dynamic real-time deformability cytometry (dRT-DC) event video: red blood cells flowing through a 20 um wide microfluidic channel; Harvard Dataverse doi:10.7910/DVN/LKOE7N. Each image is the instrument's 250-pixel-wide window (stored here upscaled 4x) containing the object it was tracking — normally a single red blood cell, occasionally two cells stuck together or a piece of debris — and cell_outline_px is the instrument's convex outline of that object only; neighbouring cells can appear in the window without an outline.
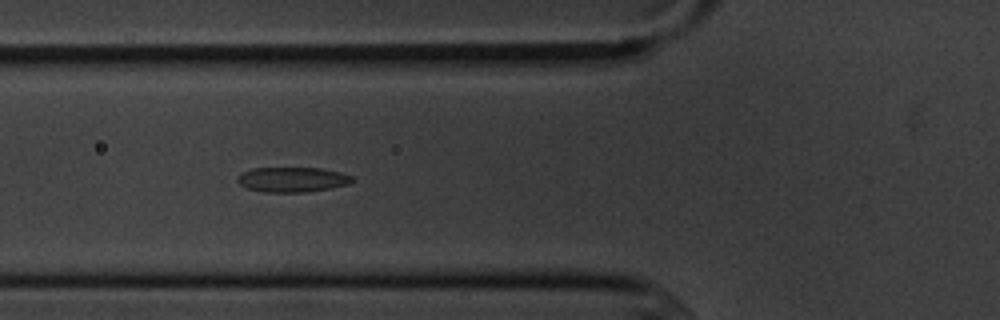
{"species": "common noctule bat (a hibernating species)", "species_latin": "Nyctalus noctula", "temperature_condition": "cold", "stored_images_in_passage": 14, "camera_frame_rate_fps": 3000, "um_per_image_px": 0.085, "animal": {"sex": "male", "body_mass_g": 20.1, "forearm_length_mm": 53.5}, "frame": {"image": 1, "passage_image": 5, "time_ms": 5.333, "image_size_px": [1000, 320], "cell_outline_px": [[356, 180], [348, 184], [328, 188], [304, 192], [260, 192], [248, 188], [240, 184], [236, 180], [236, 176], [240, 172], [252, 168], [320, 168], [340, 172], [352, 176]], "centroid_in_image_um": [24.8, 15.25], "position_along_channel_um": 101.0, "area_um2": 16.76}}
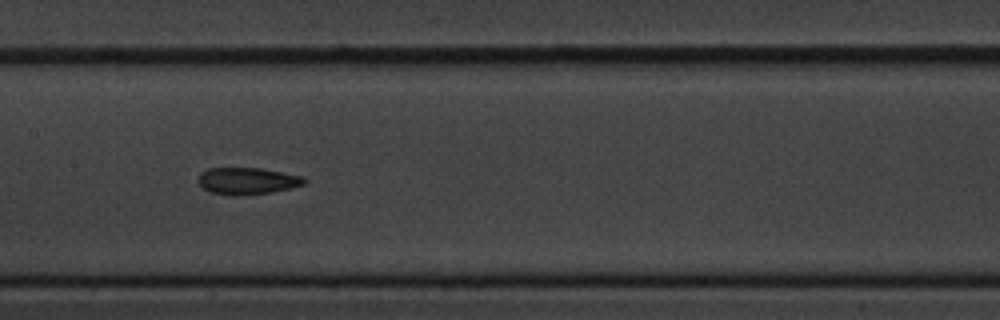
{"frame": {"image": 2, "passage_image": 7, "time_ms": 7.667, "image_size_px": [1000, 320], "cell_outline_px": [[308, 180], [304, 184], [292, 188], [268, 192], [236, 196], [228, 196], [208, 192], [196, 180], [200, 172], [208, 168], [260, 168], [304, 176]], "centroid_in_image_um": [20.99, 15.38], "position_along_channel_um": 186.4, "area_um2": 16.82}}
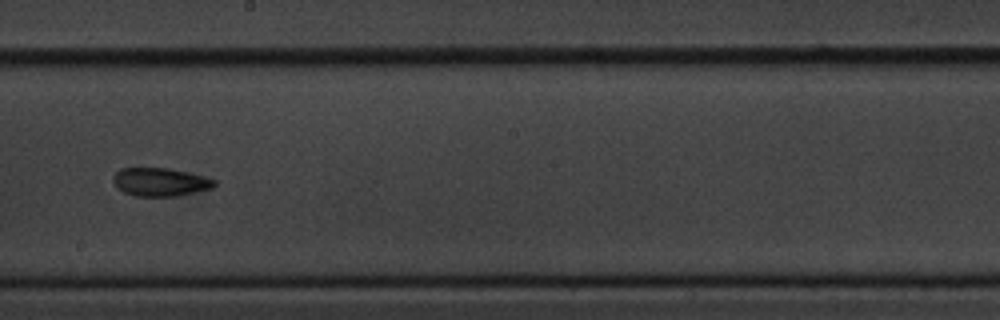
{"frame": {"image": 3, "passage_image": 8, "time_ms": 9.0, "image_size_px": [1000, 320], "cell_outline_px": [[216, 184], [212, 188], [176, 196], [136, 196], [124, 192], [112, 180], [112, 176], [120, 168], [168, 168], [216, 180]], "centroid_in_image_um": [13.59, 15.47], "position_along_channel_um": 234.6, "area_um2": 16.36}, "authors_computed_cell_mechanics": {"area_um2": 17.4556, "velocity_mm_per_s": 3.6307, "shape_relaxation_time_tau1_ms": 8.6403, "shape_relaxation_time_tau2_ms": 2.1532, "deformation_change_tau1": 0.1742, "deformation_change_tau2": 0.0509}}